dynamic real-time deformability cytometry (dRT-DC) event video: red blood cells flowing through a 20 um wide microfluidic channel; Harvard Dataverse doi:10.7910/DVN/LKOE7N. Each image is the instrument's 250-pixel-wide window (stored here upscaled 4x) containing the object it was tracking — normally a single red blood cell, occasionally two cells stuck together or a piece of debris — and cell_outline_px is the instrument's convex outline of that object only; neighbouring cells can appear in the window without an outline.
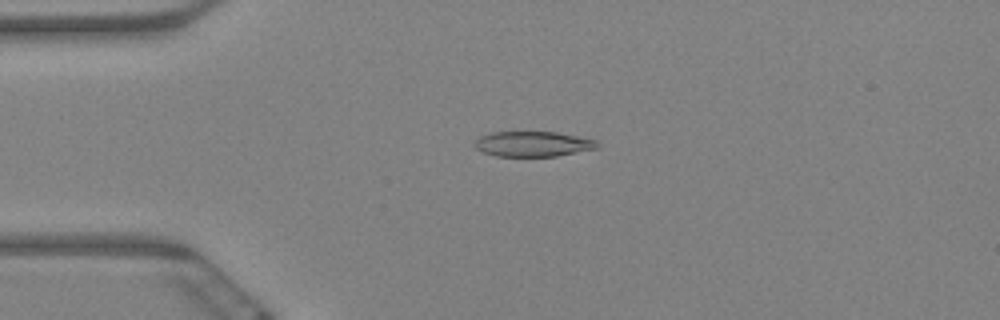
{"species": "Egyptian fruit bat (a non-hibernating species)", "species_latin": "Rousettus aegyptiacus", "temperature_condition": "warm", "stored_images_in_passage": 57, "camera_frame_rate_fps": 3000, "um_per_image_px": 0.085, "animal": {"sex": "female"}, "frame": {"image": 1, "passage_image": 15, "time_ms": 4.667, "image_size_px": [1000, 320], "cell_outline_px": [[600, 148], [556, 156], [496, 156], [484, 152], [476, 148], [472, 144], [480, 136], [492, 132], [556, 132], [596, 140], [600, 144]], "centroid_in_image_um": [45.32, 12.24], "position_along_channel_um": 39.7, "area_um2": 18.03}}
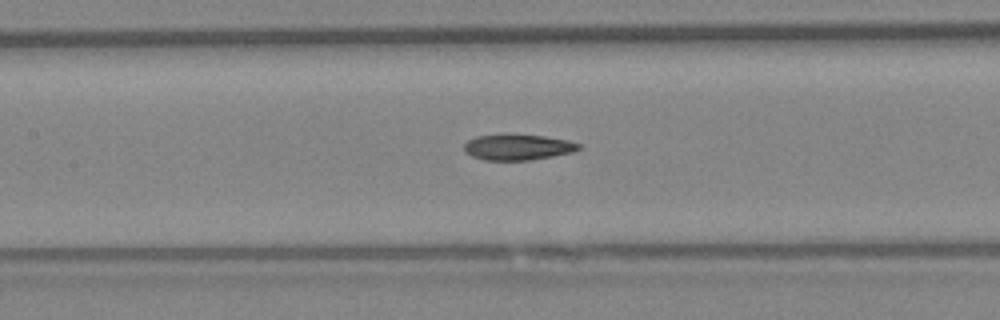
{"frame": {"image": 2, "passage_image": 29, "time_ms": 9.333, "image_size_px": [1000, 320], "cell_outline_px": [[580, 148], [572, 152], [532, 160], [484, 160], [472, 156], [464, 152], [464, 144], [468, 140], [476, 136], [544, 136], [568, 140], [580, 144]], "centroid_in_image_um": [44.0, 12.54], "position_along_channel_um": 163.4, "area_um2": 16.7}}
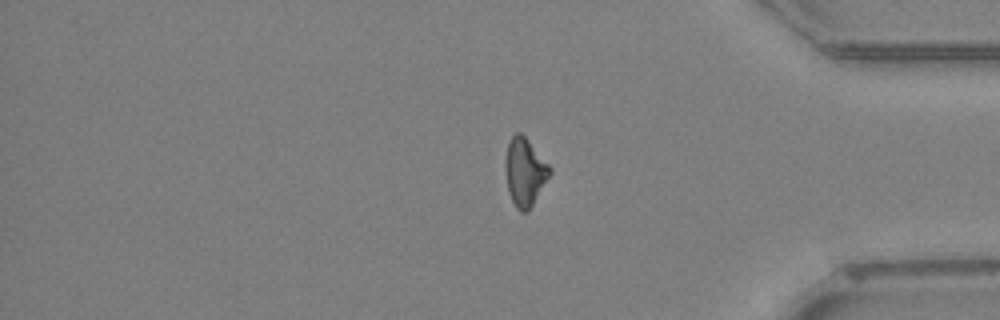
{"frame": {"image": 3, "passage_image": 52, "time_ms": 17.0, "image_size_px": [1000, 320], "cell_outline_px": [[552, 172], [528, 212], [520, 212], [516, 208], [508, 192], [504, 164], [504, 160], [508, 140], [516, 132], [520, 132], [528, 140], [552, 168]], "centroid_in_image_um": [44.59, 14.61], "position_along_channel_um": 390.6, "area_um2": 17.74}, "authors_computed_cell_mechanics": {"area_um2": 17.918, "velocity_mm_per_s": 3.2442, "shape_relaxation_time_tau1_ms": null, "shape_relaxation_time_tau2_ms": 3.8275, "deformation_change_tau1": null, "deformation_change_tau2": 0.0976}}